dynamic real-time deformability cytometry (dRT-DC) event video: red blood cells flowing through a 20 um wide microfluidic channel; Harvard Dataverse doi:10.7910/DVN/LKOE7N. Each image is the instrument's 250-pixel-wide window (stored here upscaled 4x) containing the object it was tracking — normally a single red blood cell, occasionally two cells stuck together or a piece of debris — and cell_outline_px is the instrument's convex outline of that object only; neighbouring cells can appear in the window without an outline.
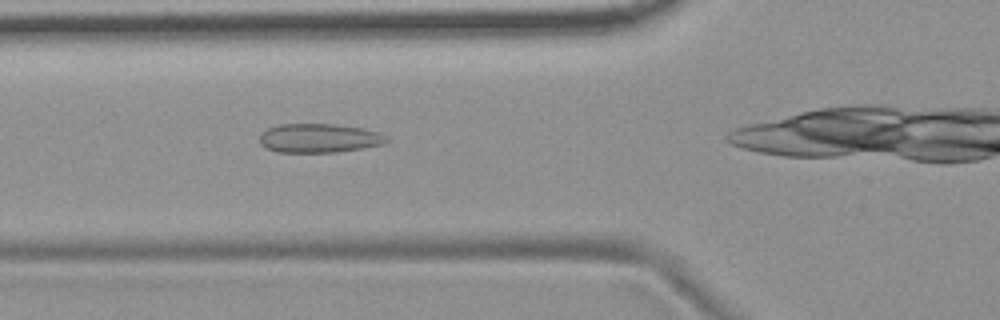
{"species": "common noctule bat (a hibernating species)", "species_latin": "Nyctalus noctula", "temperature_condition": "room temperature", "stored_images_in_passage": 37, "camera_frame_rate_fps": 3000, "um_per_image_px": 0.085, "animal": {"sex": "female", "body_mass_g": 19.9}, "frame": {"image": 1, "passage_image": 13, "time_ms": 4.0, "image_size_px": [1000, 320], "cell_outline_px": [[392, 140], [380, 144], [364, 148], [336, 152], [276, 152], [264, 148], [260, 144], [260, 132], [268, 128], [280, 124], [332, 124], [364, 128], [376, 132]], "centroid_in_image_um": [27.07, 11.74], "position_along_channel_um": 98.7, "area_um2": 21.5}}
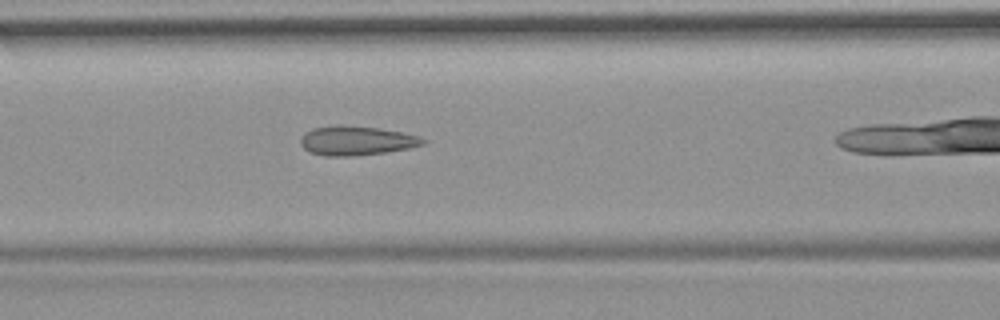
{"frame": {"image": 2, "passage_image": 16, "time_ms": 5.0, "image_size_px": [1000, 320], "cell_outline_px": [[428, 140], [424, 144], [408, 148], [388, 152], [352, 156], [324, 156], [312, 152], [304, 148], [300, 144], [300, 140], [312, 128], [336, 124], [376, 128], [400, 132], [420, 136]], "centroid_in_image_um": [30.32, 11.96], "position_along_channel_um": 136.3, "area_um2": 20.75}}
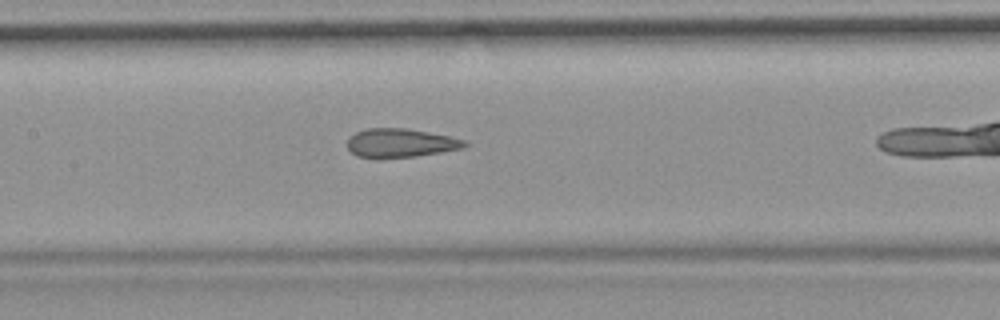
{"frame": {"image": 3, "passage_image": 19, "time_ms": 6.0, "image_size_px": [1000, 320], "cell_outline_px": [[468, 144], [460, 148], [440, 152], [416, 156], [376, 160], [356, 156], [348, 148], [348, 140], [356, 132], [368, 128], [408, 128], [468, 140]], "centroid_in_image_um": [34.01, 12.17], "position_along_channel_um": 173.4, "area_um2": 19.88}}